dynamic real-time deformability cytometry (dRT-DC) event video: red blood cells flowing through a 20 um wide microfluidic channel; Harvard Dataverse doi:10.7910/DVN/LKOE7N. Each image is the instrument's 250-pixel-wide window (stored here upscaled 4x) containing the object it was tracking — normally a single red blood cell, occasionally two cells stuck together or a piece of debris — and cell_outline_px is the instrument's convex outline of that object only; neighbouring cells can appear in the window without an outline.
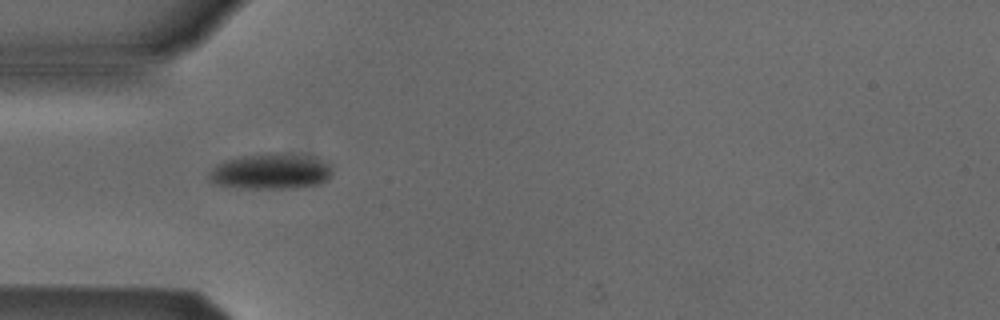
{"species": "Egyptian fruit bat (a non-hibernating species)", "species_latin": "Rousettus aegyptiacus", "temperature_condition": "cold", "stored_images_in_passage": 4, "camera_frame_rate_fps": 3000, "um_per_image_px": 0.085, "animal": {"sex": "male"}, "frame": {"image": 1, "passage_image": 3, "time_ms": 3.333, "image_size_px": [1000, 320], "cell_outline_px": [[332, 172], [328, 180], [320, 184], [292, 188], [240, 188], [212, 184], [208, 180], [208, 176], [212, 168], [216, 164], [240, 156], [272, 152], [280, 152], [316, 156], [328, 164], [332, 168]], "centroid_in_image_um": [23.02, 14.56], "position_along_channel_um": 62.0, "area_um2": 26.13}}
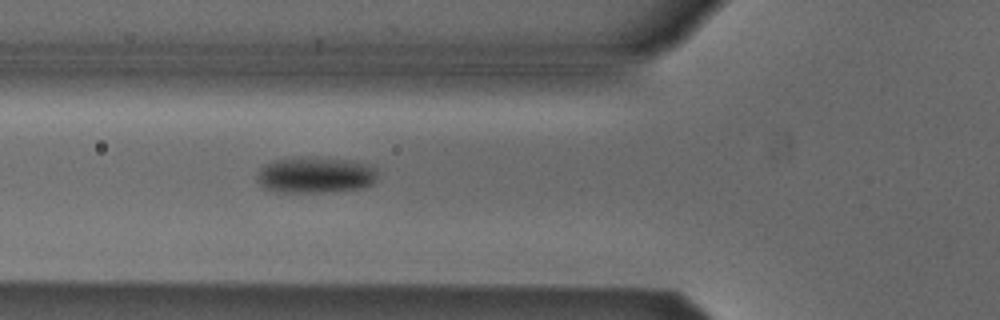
{"frame": {"image": 2, "passage_image": 4, "time_ms": 4.333, "image_size_px": [1000, 320], "cell_outline_px": [[376, 180], [372, 184], [360, 188], [324, 192], [276, 192], [264, 188], [256, 180], [256, 176], [260, 168], [264, 164], [276, 160], [304, 156], [348, 160], [364, 164], [376, 168]], "centroid_in_image_um": [26.75, 14.88], "position_along_channel_um": 99.0, "area_um2": 25.37}}